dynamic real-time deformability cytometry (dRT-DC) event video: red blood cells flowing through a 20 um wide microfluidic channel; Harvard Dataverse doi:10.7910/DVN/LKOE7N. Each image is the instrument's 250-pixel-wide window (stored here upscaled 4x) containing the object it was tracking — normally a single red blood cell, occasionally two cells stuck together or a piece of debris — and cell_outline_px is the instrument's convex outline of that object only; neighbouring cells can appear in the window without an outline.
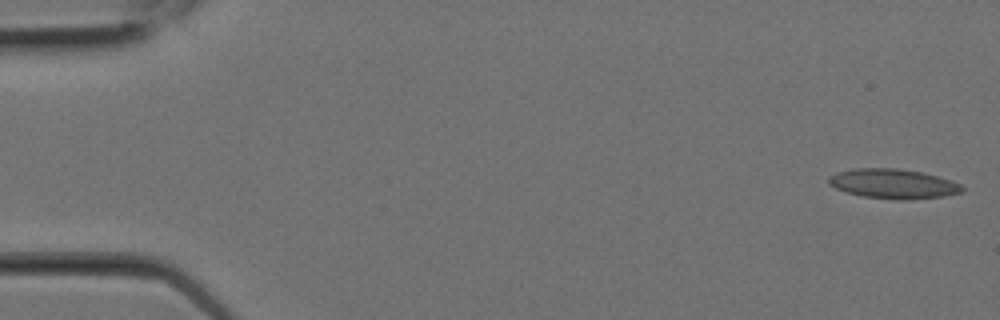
{"species": "Egyptian fruit bat (a non-hibernating species)", "species_latin": "Rousettus aegyptiacus", "temperature_condition": "room temperature", "stored_images_in_passage": 9, "camera_frame_rate_fps": 3000, "um_per_image_px": 0.085, "animal": {"sex": "female"}, "frame": {"image": 1, "passage_image": 1, "time_ms": 0.0, "image_size_px": [1000, 320], "cell_outline_px": [[964, 188], [960, 192], [944, 196], [900, 200], [896, 200], [860, 196], [836, 188], [828, 184], [828, 176], [836, 172], [856, 168], [900, 168], [924, 172], [952, 180], [960, 184]], "centroid_in_image_um": [75.9, 15.61], "position_along_channel_um": 9.1, "area_um2": 23.18}}
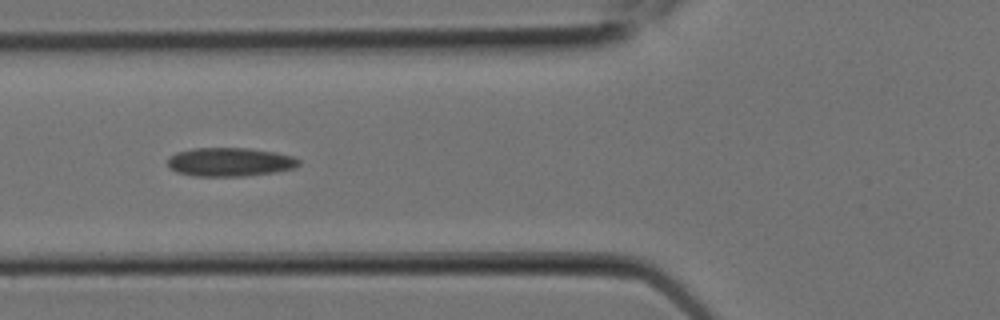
{"frame": {"image": 2, "passage_image": 8, "time_ms": 2.333, "image_size_px": [1000, 320], "cell_outline_px": [[300, 164], [296, 168], [276, 172], [244, 176], [196, 176], [176, 172], [168, 168], [168, 156], [176, 152], [192, 148], [248, 148], [276, 152], [292, 156], [300, 160]], "centroid_in_image_um": [19.53, 13.77], "position_along_channel_um": 106.3, "area_um2": 22.2}}
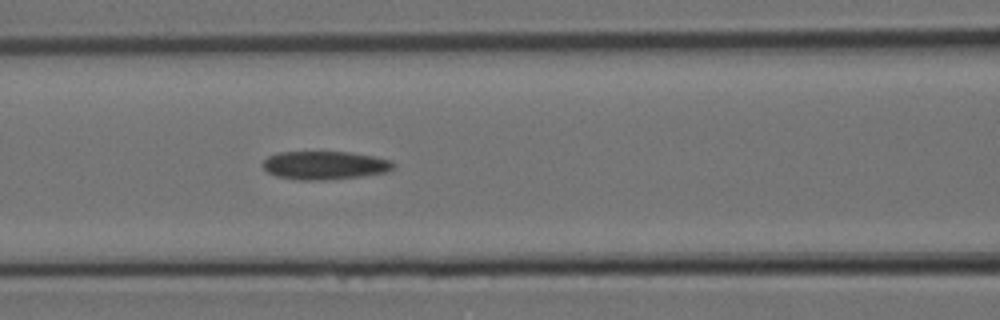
{"frame": {"image": 3, "passage_image": 9, "time_ms": 2.667, "image_size_px": [1000, 320], "cell_outline_px": [[396, 164], [388, 172], [360, 176], [320, 180], [296, 180], [276, 176], [268, 172], [260, 164], [268, 156], [280, 152], [348, 152], [372, 156], [388, 160]], "centroid_in_image_um": [27.55, 14.05], "position_along_channel_um": 139.0, "area_um2": 21.44}}